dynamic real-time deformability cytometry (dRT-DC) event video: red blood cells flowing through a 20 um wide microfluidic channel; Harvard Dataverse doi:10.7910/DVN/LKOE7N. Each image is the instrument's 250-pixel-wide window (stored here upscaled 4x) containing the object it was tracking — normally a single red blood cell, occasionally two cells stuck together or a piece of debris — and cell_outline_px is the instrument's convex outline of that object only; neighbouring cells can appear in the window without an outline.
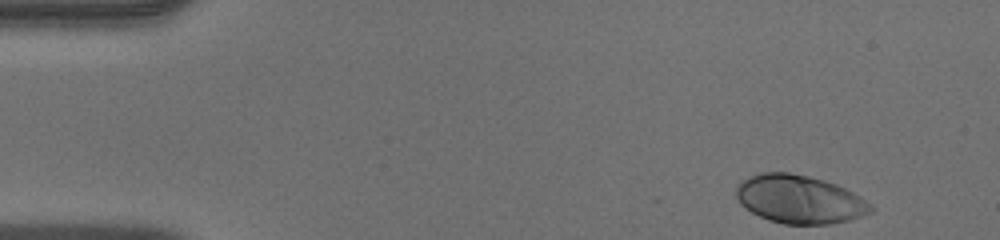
{"species": "human", "species_latin": "Homo sapiens", "temperature_condition": "warm", "stored_images_in_passage": 47, "camera_frame_rate_fps": 3000, "um_per_image_px": 0.085, "donor": {"sex": "male"}, "frame": {"image": 1, "passage_image": 1, "time_ms": 0.0, "image_size_px": [1000, 240], "cell_outline_px": [[876, 208], [872, 212], [848, 220], [828, 224], [784, 224], [768, 220], [752, 212], [740, 204], [736, 196], [736, 184], [748, 176], [760, 172], [788, 172], [808, 176], [824, 180], [836, 184], [852, 192]], "centroid_in_image_um": [67.92, 16.93], "position_along_channel_um": 17.1, "area_um2": 37.86}}
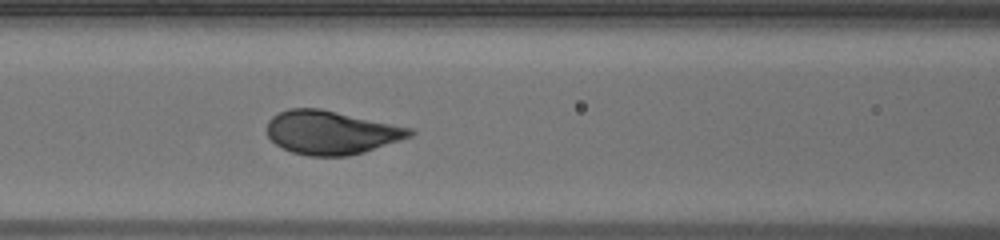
{"frame": {"image": 2, "passage_image": 18, "time_ms": 5.667, "image_size_px": [1000, 240], "cell_outline_px": [[416, 132], [412, 136], [364, 152], [348, 156], [308, 156], [292, 152], [276, 144], [268, 136], [268, 120], [272, 116], [288, 108], [320, 108], [412, 128]], "centroid_in_image_um": [28.15, 11.26], "position_along_channel_um": 138.4, "area_um2": 36.18}}
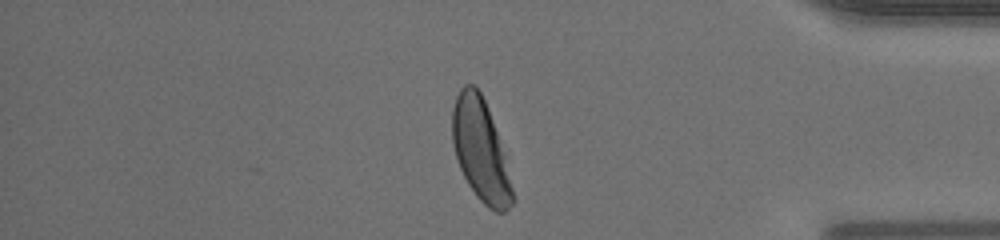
{"frame": {"image": 3, "passage_image": 39, "time_ms": 12.667, "image_size_px": [1000, 240], "cell_outline_px": [[512, 204], [504, 212], [496, 212], [488, 208], [476, 196], [468, 184], [460, 168], [452, 144], [452, 108], [456, 96], [460, 88], [464, 84], [476, 84], [484, 100], [496, 132], [504, 156], [512, 188]], "centroid_in_image_um": [40.8, 12.75], "position_along_channel_um": 394.4, "area_um2": 35.08}, "authors_computed_cell_mechanics": {"area_um2": 36.5296, "velocity_mm_per_s": 4.0462, "shape_relaxation_time_tau1_ms": 2.2611, "shape_relaxation_time_tau2_ms": null, "deformation_change_tau1": 0.1624, "deformation_change_tau2": null}}